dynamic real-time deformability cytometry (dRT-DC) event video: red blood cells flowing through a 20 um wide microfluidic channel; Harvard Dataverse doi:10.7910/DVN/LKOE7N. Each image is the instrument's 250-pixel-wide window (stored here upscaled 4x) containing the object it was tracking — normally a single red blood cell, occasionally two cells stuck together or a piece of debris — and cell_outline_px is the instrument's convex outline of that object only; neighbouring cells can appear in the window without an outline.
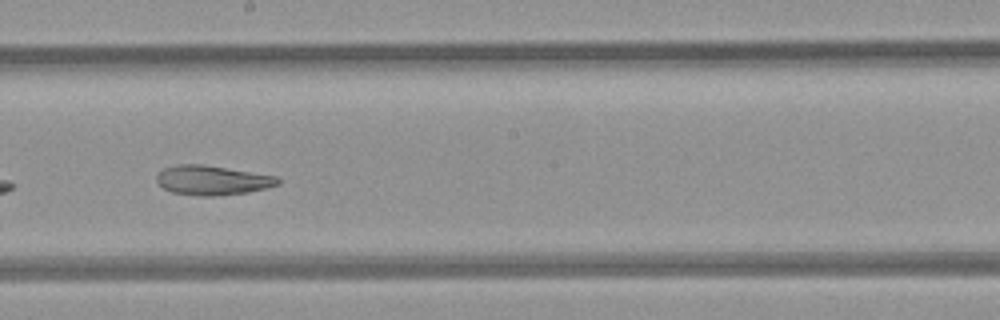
{"species": "common noctule bat (a hibernating species)", "species_latin": "Nyctalus noctula", "temperature_condition": "room temperature", "stored_images_in_passage": 29, "camera_frame_rate_fps": 3000, "um_per_image_px": 0.085, "animal": {"sex": "female", "body_mass_g": 21.9}, "frame": {"image": 1, "passage_image": 13, "time_ms": 4.0, "image_size_px": [1000, 320], "cell_outline_px": [[280, 184], [268, 188], [248, 192], [216, 196], [200, 196], [172, 192], [164, 188], [156, 180], [156, 176], [164, 168], [176, 164], [200, 164], [276, 176], [280, 180]], "centroid_in_image_um": [18.05, 15.33], "position_along_channel_um": 230.1, "area_um2": 20.69}, "authors_computed_cell_mechanics": {"area_um2": 21.7906, "velocity_mm_per_s": 4.231, "shape_relaxation_time_tau1_ms": null, "shape_relaxation_time_tau2_ms": 5.3678, "deformation_change_tau1": null, "deformation_change_tau2": 0.1444}}